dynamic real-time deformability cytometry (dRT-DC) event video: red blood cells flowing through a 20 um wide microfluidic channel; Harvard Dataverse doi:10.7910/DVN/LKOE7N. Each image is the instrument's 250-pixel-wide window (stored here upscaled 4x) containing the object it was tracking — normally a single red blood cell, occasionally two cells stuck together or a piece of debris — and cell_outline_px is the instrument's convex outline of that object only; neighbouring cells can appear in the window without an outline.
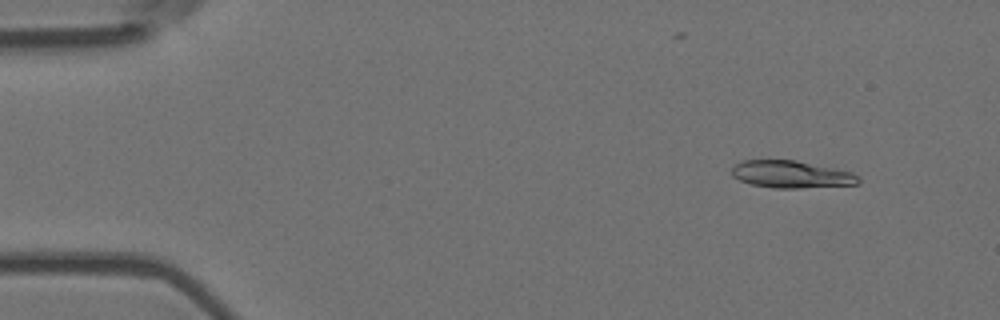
{"species": "Egyptian fruit bat (a non-hibernating species)", "species_latin": "Rousettus aegyptiacus", "temperature_condition": "room temperature", "stored_images_in_passage": 5, "camera_frame_rate_fps": 3000, "um_per_image_px": 0.085, "animal": {"sex": "female"}, "frame": {"image": 1, "passage_image": 1, "time_ms": 0.0, "image_size_px": [1000, 320], "cell_outline_px": [[860, 184], [800, 188], [772, 188], [752, 184], [740, 180], [732, 176], [732, 168], [736, 164], [744, 160], [796, 160], [852, 172], [860, 176]], "centroid_in_image_um": [67.29, 14.82], "position_along_channel_um": 17.7, "area_um2": 20.11}}
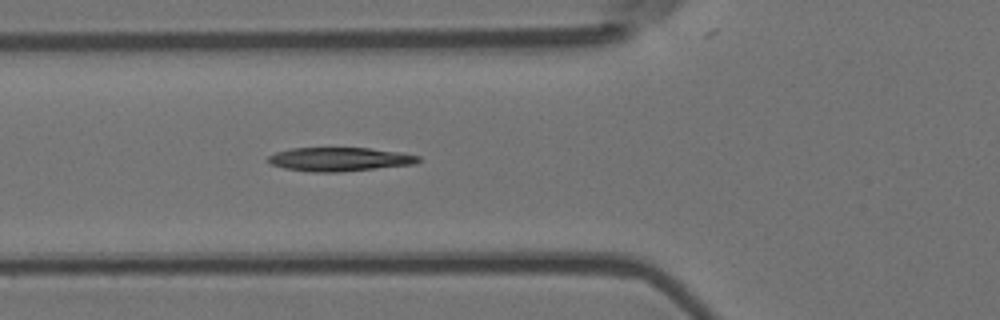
{"frame": {"image": 2, "passage_image": 5, "time_ms": 1.333, "image_size_px": [1000, 320], "cell_outline_px": [[420, 160], [416, 164], [340, 172], [312, 172], [284, 168], [272, 164], [268, 160], [268, 156], [276, 152], [292, 148], [368, 148], [400, 152], [420, 156]], "centroid_in_image_um": [28.88, 13.54], "position_along_channel_um": 96.9, "area_um2": 20.75}}